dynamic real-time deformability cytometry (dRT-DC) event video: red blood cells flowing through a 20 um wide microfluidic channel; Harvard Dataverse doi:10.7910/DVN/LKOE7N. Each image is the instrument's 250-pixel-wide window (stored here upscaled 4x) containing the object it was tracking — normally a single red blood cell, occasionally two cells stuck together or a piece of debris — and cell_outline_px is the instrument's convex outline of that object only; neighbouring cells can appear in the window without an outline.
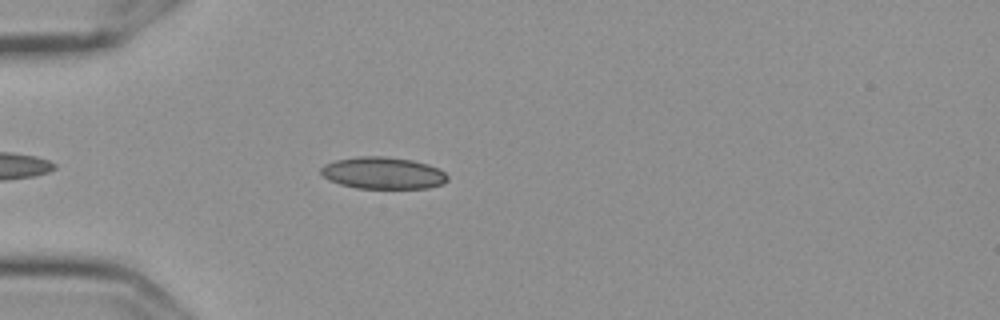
{"species": "Egyptian fruit bat (a non-hibernating species)", "species_latin": "Rousettus aegyptiacus", "temperature_condition": "cold", "stored_images_in_passage": 32, "camera_frame_rate_fps": 3000, "um_per_image_px": 0.085, "frame": {"image": 1, "passage_image": 7, "time_ms": 2.0, "image_size_px": [1000, 320], "cell_outline_px": [[448, 180], [440, 184], [428, 188], [356, 188], [340, 184], [328, 180], [320, 172], [320, 168], [324, 164], [336, 160], [360, 156], [384, 156], [412, 160], [428, 164], [440, 168], [448, 176]], "centroid_in_image_um": [32.55, 14.7], "position_along_channel_um": 52.5, "area_um2": 23.58}}
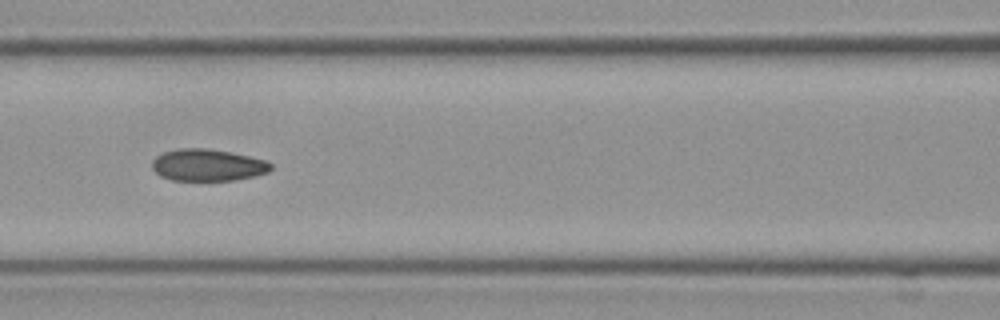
{"frame": {"image": 2, "passage_image": 16, "time_ms": 5.0, "image_size_px": [1000, 320], "cell_outline_px": [[272, 168], [268, 172], [236, 180], [172, 180], [160, 176], [152, 168], [152, 160], [156, 156], [164, 152], [180, 148], [204, 148], [228, 152], [268, 160], [272, 164]], "centroid_in_image_um": [17.65, 14.03], "position_along_channel_um": 149.0, "area_um2": 21.96}}
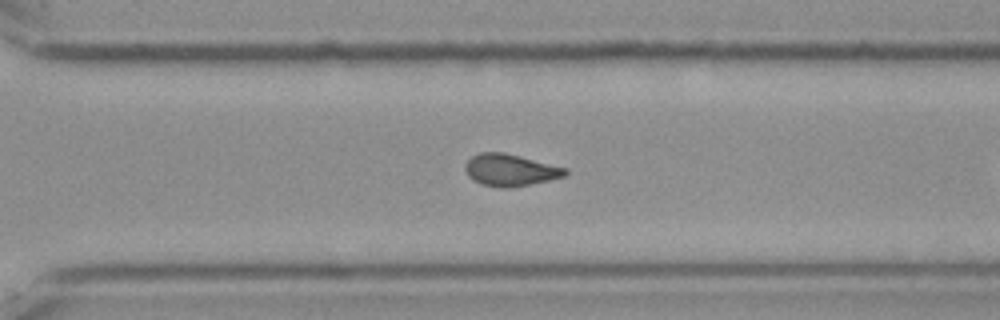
{"frame": {"image": 3, "passage_image": 27, "time_ms": 8.667, "image_size_px": [1000, 320], "cell_outline_px": [[568, 172], [564, 176], [548, 180], [508, 188], [500, 188], [480, 184], [472, 180], [468, 176], [464, 168], [464, 164], [472, 156], [480, 152], [504, 152], [568, 168]], "centroid_in_image_um": [43.33, 14.45], "position_along_channel_um": 327.3, "area_um2": 18.67}}